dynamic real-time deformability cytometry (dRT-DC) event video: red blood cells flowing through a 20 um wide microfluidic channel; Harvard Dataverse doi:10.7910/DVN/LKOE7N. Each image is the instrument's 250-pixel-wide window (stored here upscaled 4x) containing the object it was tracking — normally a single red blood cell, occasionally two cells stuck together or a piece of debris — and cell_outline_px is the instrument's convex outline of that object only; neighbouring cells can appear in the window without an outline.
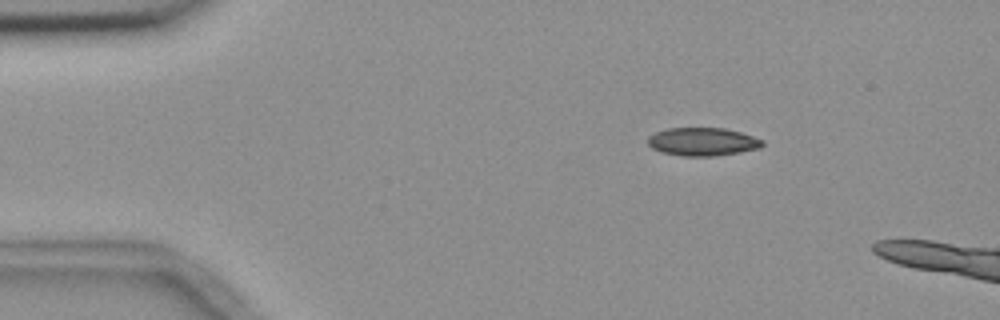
{"species": "common noctule bat (a hibernating species)", "species_latin": "Nyctalus noctula", "temperature_condition": "room temperature", "stored_images_in_passage": 3, "camera_frame_rate_fps": 3000, "um_per_image_px": 0.085, "animal": {"sex": "female", "body_mass_g": 18.4}, "frame": {"image": 1, "passage_image": 1, "time_ms": 0.0, "image_size_px": [1000, 320], "cell_outline_px": [[764, 144], [760, 148], [740, 152], [716, 156], [680, 156], [660, 152], [652, 148], [648, 144], [648, 136], [656, 132], [668, 128], [724, 128], [740, 132], [764, 140]], "centroid_in_image_um": [59.71, 12.05], "position_along_channel_um": 25.3, "area_um2": 18.9}}